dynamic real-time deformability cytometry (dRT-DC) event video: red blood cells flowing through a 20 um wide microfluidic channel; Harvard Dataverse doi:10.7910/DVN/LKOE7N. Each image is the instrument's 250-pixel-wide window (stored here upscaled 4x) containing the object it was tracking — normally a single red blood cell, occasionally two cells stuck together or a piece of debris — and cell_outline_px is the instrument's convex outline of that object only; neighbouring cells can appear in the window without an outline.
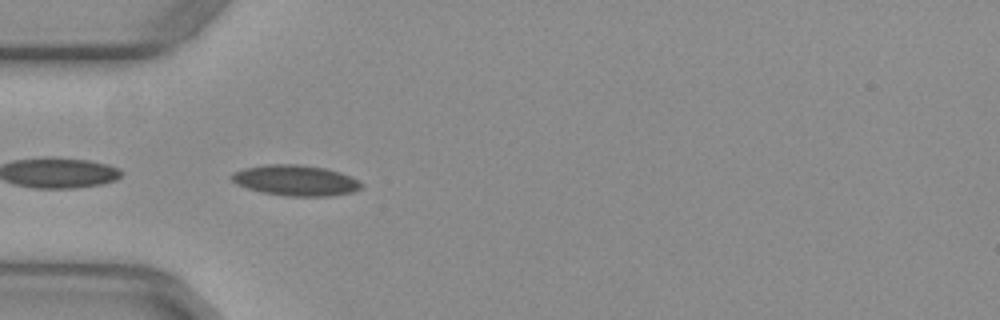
{"species": "common noctule bat (a hibernating species)", "species_latin": "Nyctalus noctula", "temperature_condition": "warm", "stored_images_in_passage": 50, "camera_frame_rate_fps": 3000, "um_per_image_px": 0.085, "animal": {"sex": "female", "body_mass_g": 29.2, "forearm_length_mm": 56.3}, "frame": {"image": 1, "passage_image": 15, "time_ms": 4.667, "image_size_px": [1000, 320], "cell_outline_px": [[364, 184], [360, 188], [352, 192], [328, 196], [288, 196], [264, 192], [248, 188], [236, 184], [232, 180], [232, 172], [244, 168], [264, 164], [296, 164], [324, 168], [340, 172], [352, 176], [360, 180]], "centroid_in_image_um": [25.15, 15.32], "position_along_channel_um": 59.9, "area_um2": 23.12}}
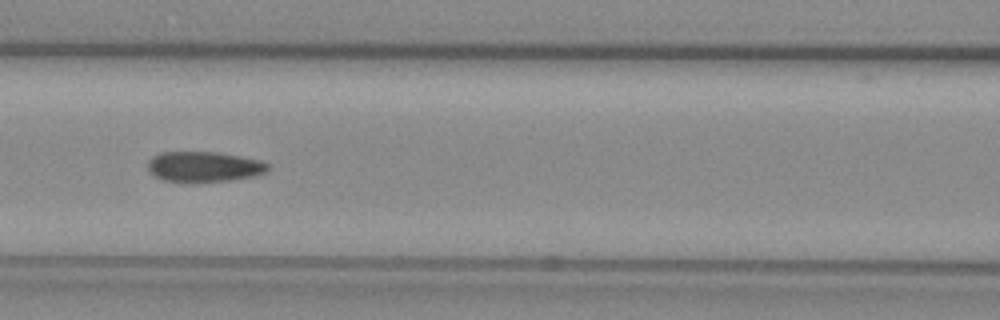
{"frame": {"image": 2, "passage_image": 22, "time_ms": 7.0, "image_size_px": [1000, 320], "cell_outline_px": [[268, 172], [256, 176], [232, 180], [188, 184], [164, 180], [152, 176], [148, 168], [148, 160], [152, 156], [160, 152], [216, 152], [260, 160], [268, 164]], "centroid_in_image_um": [17.3, 14.2], "position_along_channel_um": 149.3, "area_um2": 21.85}}
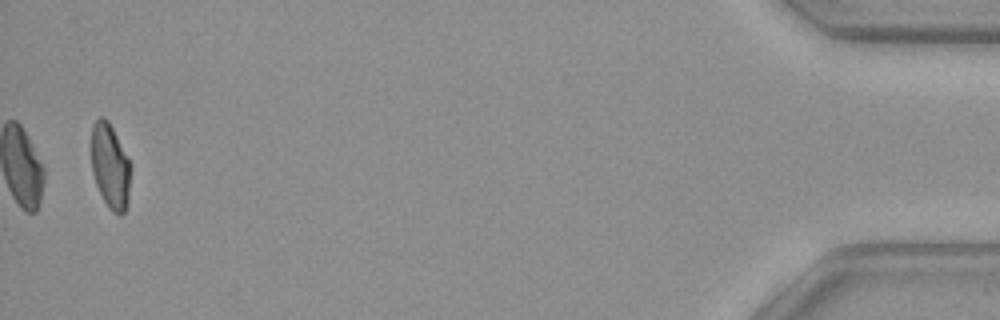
{"frame": {"image": 3, "passage_image": 50, "time_ms": 16.333, "image_size_px": [1000, 320], "cell_outline_px": [[132, 168], [128, 204], [124, 212], [120, 216], [112, 212], [104, 200], [96, 184], [92, 172], [92, 124], [100, 116], [104, 116], [108, 120], [132, 164]], "centroid_in_image_um": [9.4, 14.14], "position_along_channel_um": 425.8, "area_um2": 19.77}, "authors_computed_cell_mechanics": {"area_um2": 21.9351, "velocity_mm_per_s": 3.95, "shape_relaxation_time_tau1_ms": null, "shape_relaxation_time_tau2_ms": 2.0587, "deformation_change_tau1": null, "deformation_change_tau2": 0.0665}}